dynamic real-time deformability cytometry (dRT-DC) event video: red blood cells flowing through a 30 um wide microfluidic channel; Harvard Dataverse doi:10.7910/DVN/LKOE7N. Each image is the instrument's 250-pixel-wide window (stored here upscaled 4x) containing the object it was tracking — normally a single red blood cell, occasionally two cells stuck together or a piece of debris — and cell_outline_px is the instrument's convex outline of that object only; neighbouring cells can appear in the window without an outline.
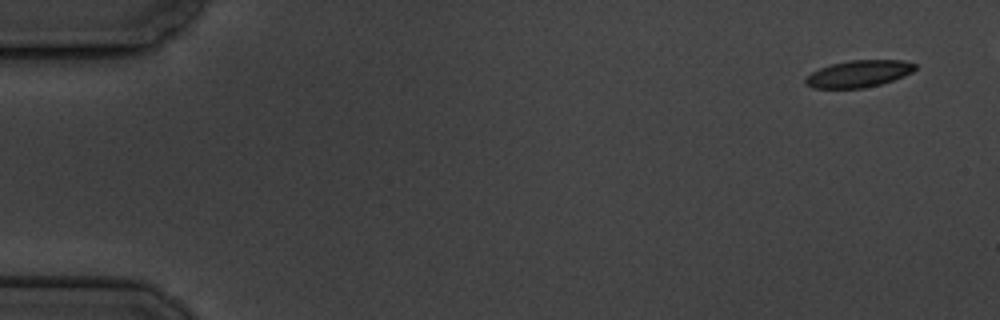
{"species": "common noctule bat (a hibernating species)", "species_latin": "Nyctalus noctula", "temperature_condition": "cold", "stored_images_in_passage": 6, "camera_frame_rate_fps": 3000, "um_per_image_px": 0.085, "animal": {"sex": "male", "body_mass_g": 19.5, "forearm_length_mm": 54.6}, "frame": {"image": 1, "passage_image": 1, "time_ms": 0.0, "image_size_px": [1000, 320], "cell_outline_px": [[916, 68], [912, 72], [904, 76], [880, 84], [864, 88], [812, 88], [804, 84], [804, 80], [812, 72], [820, 68], [832, 64], [852, 60], [904, 60], [916, 64]], "centroid_in_image_um": [72.99, 6.27], "position_along_channel_um": 12.0, "area_um2": 17.11}}